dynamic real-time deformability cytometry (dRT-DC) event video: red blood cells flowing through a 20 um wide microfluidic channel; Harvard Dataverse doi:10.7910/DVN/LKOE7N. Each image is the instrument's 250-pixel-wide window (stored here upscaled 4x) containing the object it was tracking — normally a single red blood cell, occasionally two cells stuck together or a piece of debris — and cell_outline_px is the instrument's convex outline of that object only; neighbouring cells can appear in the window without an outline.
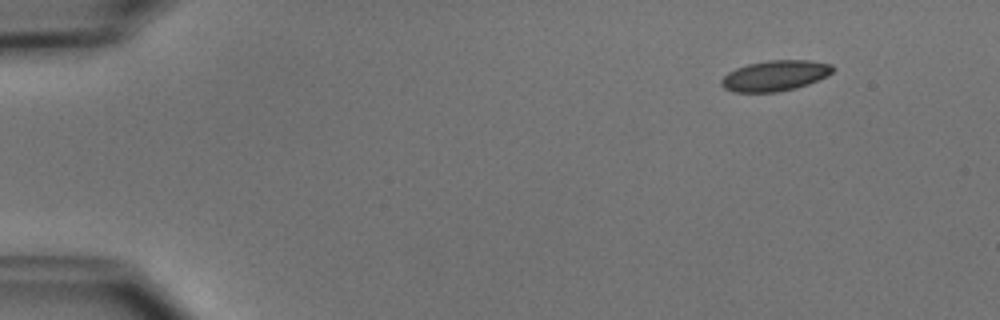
{"species": "common noctule bat (a hibernating species)", "species_latin": "Nyctalus noctula", "temperature_condition": "cold", "stored_images_in_passage": 4, "camera_frame_rate_fps": 3000, "um_per_image_px": 0.085, "animal": {"sex": "male", "body_mass_g": 15.6}, "frame": {"image": 1, "passage_image": 1, "time_ms": 0.0, "image_size_px": [1000, 320], "cell_outline_px": [[832, 72], [828, 76], [808, 84], [796, 88], [776, 92], [732, 92], [724, 88], [720, 84], [720, 80], [728, 72], [736, 68], [748, 64], [768, 60], [812, 60], [832, 64]], "centroid_in_image_um": [65.87, 6.43], "position_along_channel_um": 19.1, "area_um2": 19.94}}
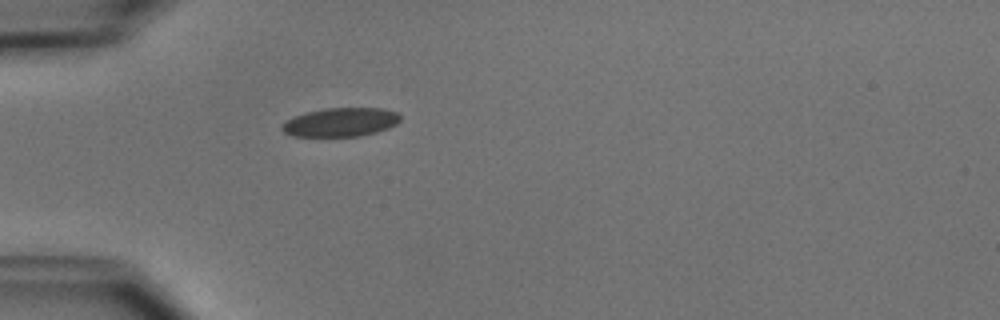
{"frame": {"image": 2, "passage_image": 4, "time_ms": 3.333, "image_size_px": [1000, 320], "cell_outline_px": [[400, 120], [396, 124], [388, 128], [376, 132], [360, 136], [292, 136], [284, 132], [280, 128], [280, 124], [284, 120], [304, 112], [324, 108], [384, 108], [396, 112], [400, 116]], "centroid_in_image_um": [28.91, 10.38], "position_along_channel_um": 56.1, "area_um2": 20.06}}